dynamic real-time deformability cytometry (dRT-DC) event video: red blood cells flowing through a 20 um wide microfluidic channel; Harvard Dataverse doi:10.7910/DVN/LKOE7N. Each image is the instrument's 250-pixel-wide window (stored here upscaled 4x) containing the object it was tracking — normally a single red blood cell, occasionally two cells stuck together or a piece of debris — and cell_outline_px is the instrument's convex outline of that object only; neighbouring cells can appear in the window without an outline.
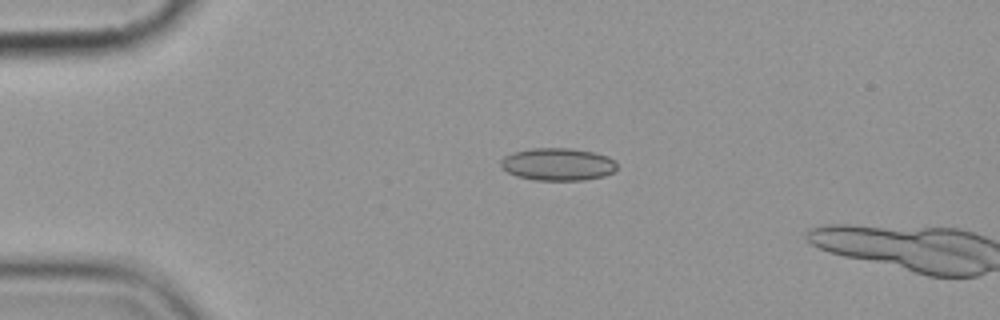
{"species": "common noctule bat (a hibernating species)", "species_latin": "Nyctalus noctula", "temperature_condition": "cold", "stored_images_in_passage": 4, "camera_frame_rate_fps": 3000, "um_per_image_px": 0.085, "animal": {"sex": "female", "body_mass_g": 19.9}, "frame": {"image": 1, "passage_image": 3, "time_ms": 2.333, "image_size_px": [1000, 320], "cell_outline_px": [[616, 168], [612, 172], [604, 176], [584, 180], [532, 180], [516, 176], [500, 168], [500, 160], [504, 156], [512, 152], [532, 148], [572, 148], [592, 152], [608, 156], [616, 164]], "centroid_in_image_um": [47.36, 13.96], "position_along_channel_um": 37.6, "area_um2": 22.14}}